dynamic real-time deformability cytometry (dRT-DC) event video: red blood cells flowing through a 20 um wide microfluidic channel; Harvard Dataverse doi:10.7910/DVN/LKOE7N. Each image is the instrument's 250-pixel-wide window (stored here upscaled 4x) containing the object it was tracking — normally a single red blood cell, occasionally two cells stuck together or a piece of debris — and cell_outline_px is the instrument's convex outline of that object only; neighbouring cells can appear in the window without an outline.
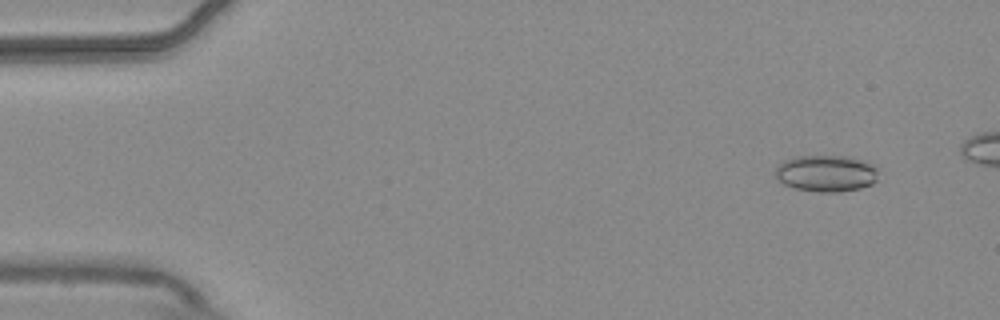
{"species": "common noctule bat (a hibernating species)", "species_latin": "Nyctalus noctula", "temperature_condition": "warm", "stored_images_in_passage": 4, "camera_frame_rate_fps": 3000, "um_per_image_px": 0.085, "animal": {"sex": "male", "body_mass_g": 20.4}, "frame": {"image": 1, "passage_image": 1, "time_ms": 0.0, "image_size_px": [1000, 320], "cell_outline_px": [[880, 168], [876, 180], [872, 184], [860, 188], [840, 192], [820, 192], [792, 188], [784, 184], [776, 176], [776, 168], [784, 160], [792, 156], [852, 156], [876, 164]], "centroid_in_image_um": [70.29, 14.72], "position_along_channel_um": 14.7, "area_um2": 22.43}}